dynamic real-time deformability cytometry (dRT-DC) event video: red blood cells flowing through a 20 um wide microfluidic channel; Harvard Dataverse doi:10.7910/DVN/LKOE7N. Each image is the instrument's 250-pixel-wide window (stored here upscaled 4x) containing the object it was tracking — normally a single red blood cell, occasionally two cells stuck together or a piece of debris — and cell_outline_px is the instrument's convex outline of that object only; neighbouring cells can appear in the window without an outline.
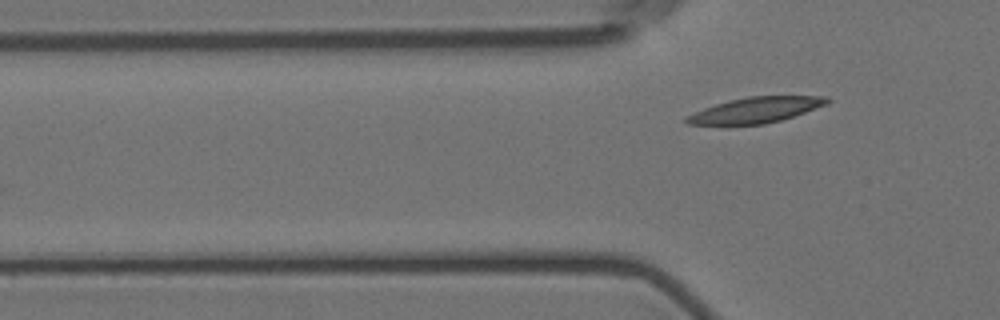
{"species": "Egyptian fruit bat (a non-hibernating species)", "species_latin": "Rousettus aegyptiacus", "temperature_condition": "room temperature", "stored_images_in_passage": 3, "camera_frame_rate_fps": 3000, "um_per_image_px": 0.085, "animal": {"sex": "female"}, "frame": {"image": 1, "passage_image": 3, "time_ms": 3.333, "image_size_px": [1000, 320], "cell_outline_px": [[832, 100], [828, 104], [780, 120], [764, 124], [684, 124], [684, 120], [688, 116], [704, 108], [728, 100], [748, 96], [828, 96]], "centroid_in_image_um": [64.27, 9.33], "position_along_channel_um": 61.5, "area_um2": 20.69}}